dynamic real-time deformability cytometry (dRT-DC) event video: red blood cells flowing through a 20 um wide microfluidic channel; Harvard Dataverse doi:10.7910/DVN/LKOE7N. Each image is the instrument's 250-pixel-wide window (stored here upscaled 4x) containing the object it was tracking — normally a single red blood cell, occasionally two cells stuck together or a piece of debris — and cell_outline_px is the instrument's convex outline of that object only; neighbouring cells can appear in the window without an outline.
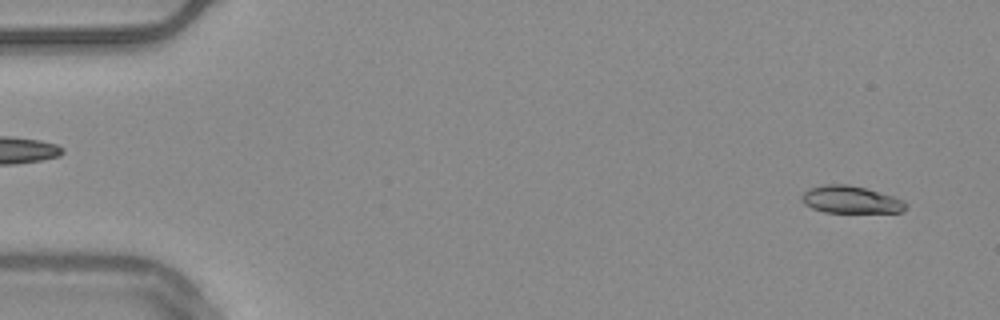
{"species": "common noctule bat (a hibernating species)", "species_latin": "Nyctalus noctula", "temperature_condition": "warm", "stored_images_in_passage": 55, "camera_frame_rate_fps": 3000, "um_per_image_px": 0.085, "animal": {"sex": "male", "body_mass_g": 20.4}, "frame": {"image": 1, "passage_image": 4, "time_ms": 1.0, "image_size_px": [1000, 320], "cell_outline_px": [[908, 204], [904, 212], [824, 212], [812, 208], [804, 204], [800, 200], [800, 196], [804, 192], [820, 184], [848, 184], [864, 188], [892, 196], [904, 200]], "centroid_in_image_um": [72.3, 16.97], "position_along_channel_um": 12.7, "area_um2": 16.59}}
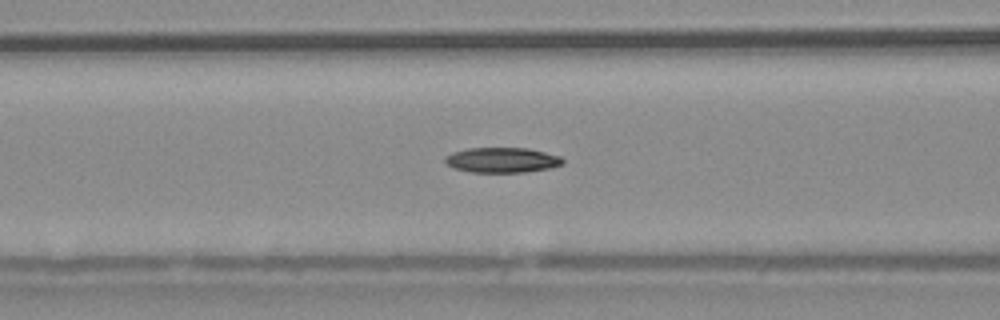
{"frame": {"image": 2, "passage_image": 23, "time_ms": 7.333, "image_size_px": [1000, 320], "cell_outline_px": [[564, 164], [548, 168], [524, 172], [472, 172], [452, 168], [444, 160], [444, 156], [452, 152], [468, 148], [528, 148], [560, 156], [564, 160]], "centroid_in_image_um": [42.65, 13.6], "position_along_channel_um": 123.9, "area_um2": 17.22}}
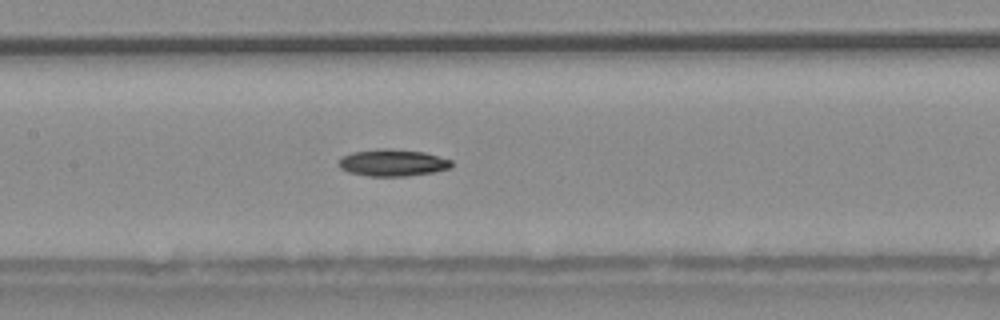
{"frame": {"image": 3, "passage_image": 27, "time_ms": 8.667, "image_size_px": [1000, 320], "cell_outline_px": [[452, 164], [448, 168], [432, 172], [408, 176], [368, 176], [348, 172], [340, 168], [336, 164], [344, 156], [352, 152], [376, 148], [388, 148], [424, 152], [452, 160]], "centroid_in_image_um": [33.33, 13.82], "position_along_channel_um": 174.1, "area_um2": 17.69}}